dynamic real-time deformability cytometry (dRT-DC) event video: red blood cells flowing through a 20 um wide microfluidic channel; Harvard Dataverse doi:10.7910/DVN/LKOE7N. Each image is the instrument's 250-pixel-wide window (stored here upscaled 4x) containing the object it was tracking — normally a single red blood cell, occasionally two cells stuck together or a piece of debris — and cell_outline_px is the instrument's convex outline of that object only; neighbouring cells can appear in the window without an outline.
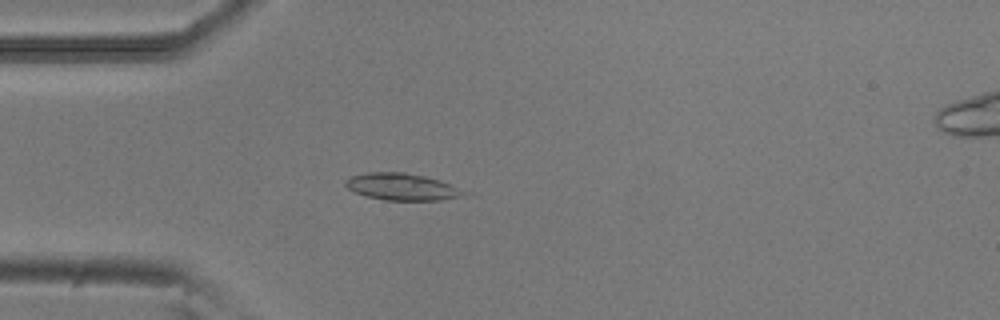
{"species": "common noctule bat (a hibernating species)", "species_latin": "Nyctalus noctula", "temperature_condition": "room temperature", "stored_images_in_passage": 5, "camera_frame_rate_fps": 3000, "um_per_image_px": 0.085, "animal": {"sex": "male", "body_mass_g": 20.5, "forearm_length_mm": 52.5}, "frame": {"image": 1, "passage_image": 5, "time_ms": 1.333, "image_size_px": [1000, 320], "cell_outline_px": [[468, 192], [460, 196], [440, 200], [384, 200], [368, 196], [356, 192], [348, 188], [344, 184], [344, 180], [352, 176], [368, 172], [404, 172], [424, 176], [440, 180]], "centroid_in_image_um": [34.14, 15.87], "position_along_channel_um": 50.9, "area_um2": 18.32}}